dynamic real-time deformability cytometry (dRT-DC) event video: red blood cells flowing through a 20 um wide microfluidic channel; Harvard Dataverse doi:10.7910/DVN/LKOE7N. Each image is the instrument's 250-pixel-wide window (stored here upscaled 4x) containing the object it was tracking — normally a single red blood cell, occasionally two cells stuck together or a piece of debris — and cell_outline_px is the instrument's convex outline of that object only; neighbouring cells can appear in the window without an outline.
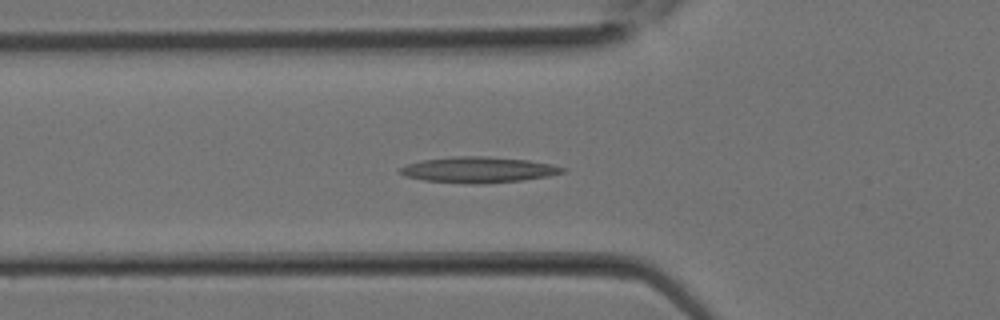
{"species": "Egyptian fruit bat (a non-hibernating species)", "species_latin": "Rousettus aegyptiacus", "temperature_condition": "room temperature", "stored_images_in_passage": 9, "camera_frame_rate_fps": 3000, "um_per_image_px": 0.085, "animal": {"sex": "female"}, "frame": {"image": 1, "passage_image": 3, "time_ms": 0.667, "image_size_px": [1000, 320], "cell_outline_px": [[568, 168], [564, 172], [548, 176], [524, 180], [480, 184], [464, 184], [424, 180], [404, 176], [396, 172], [400, 168], [408, 164], [420, 160], [452, 156], [484, 156], [528, 160], [552, 164]], "centroid_in_image_um": [40.64, 14.43], "position_along_channel_um": 85.2, "area_um2": 24.74}}
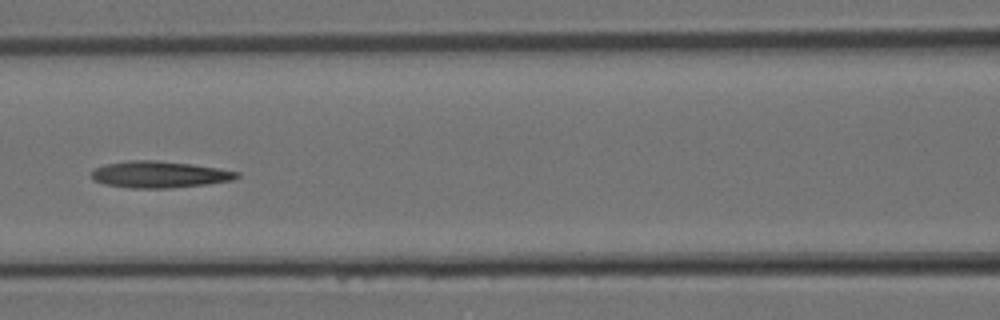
{"frame": {"image": 2, "passage_image": 6, "time_ms": 1.667, "image_size_px": [1000, 320], "cell_outline_px": [[240, 176], [232, 180], [204, 184], [172, 188], [128, 188], [104, 184], [92, 180], [92, 172], [96, 168], [108, 164], [128, 160], [156, 160], [192, 164], [240, 172]], "centroid_in_image_um": [13.54, 14.83], "position_along_channel_um": 153.1, "area_um2": 22.43}}
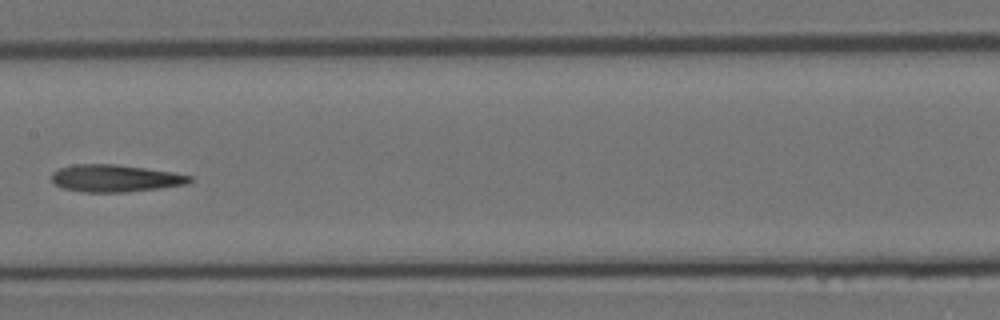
{"frame": {"image": 3, "passage_image": 8, "time_ms": 2.333, "image_size_px": [1000, 320], "cell_outline_px": [[192, 180], [188, 184], [160, 188], [128, 192], [84, 192], [60, 188], [52, 180], [52, 172], [60, 168], [76, 164], [116, 164], [172, 172], [192, 176]], "centroid_in_image_um": [9.79, 15.16], "position_along_channel_um": 197.6, "area_um2": 21.91}}